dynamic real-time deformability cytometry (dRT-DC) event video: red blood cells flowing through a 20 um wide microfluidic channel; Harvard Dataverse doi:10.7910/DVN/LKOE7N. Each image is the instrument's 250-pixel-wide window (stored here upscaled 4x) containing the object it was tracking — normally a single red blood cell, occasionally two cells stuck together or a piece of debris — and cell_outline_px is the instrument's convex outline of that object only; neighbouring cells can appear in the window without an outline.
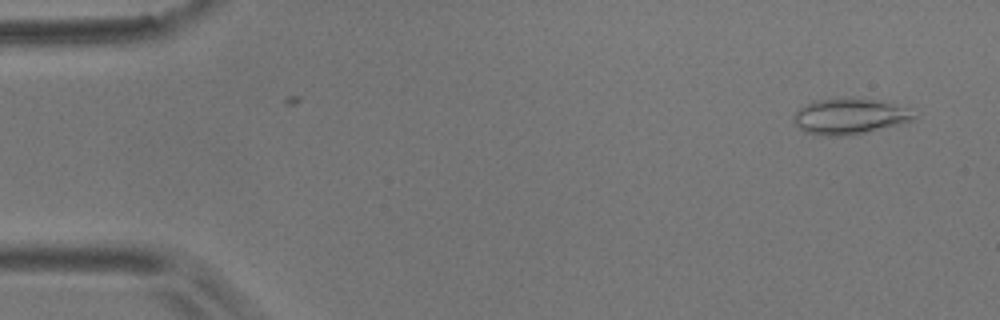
{"species": "common noctule bat (a hibernating species)", "species_latin": "Nyctalus noctula", "temperature_condition": "room temperature", "stored_images_in_passage": 4, "camera_frame_rate_fps": 3000, "um_per_image_px": 0.085, "animal": {"sex": "male", "body_mass_g": 17.9}, "frame": {"image": 1, "passage_image": 1, "time_ms": 0.0, "image_size_px": [1000, 320], "cell_outline_px": [[916, 116], [912, 120], [900, 124], [864, 132], [840, 136], [816, 136], [804, 132], [792, 120], [796, 112], [800, 108], [812, 100], [852, 96], [880, 100], [912, 108]], "centroid_in_image_um": [72.22, 9.85], "position_along_channel_um": 12.8, "area_um2": 25.66}}